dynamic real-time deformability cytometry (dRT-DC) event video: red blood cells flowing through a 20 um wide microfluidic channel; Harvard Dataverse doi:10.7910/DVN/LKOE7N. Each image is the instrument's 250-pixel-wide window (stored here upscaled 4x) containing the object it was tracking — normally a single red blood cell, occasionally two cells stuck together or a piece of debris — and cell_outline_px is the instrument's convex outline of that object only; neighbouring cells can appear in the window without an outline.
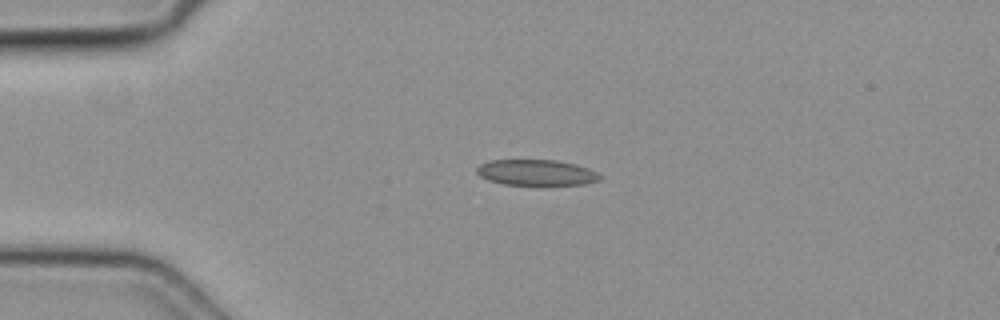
{"species": "common noctule bat (a hibernating species)", "species_latin": "Nyctalus noctula", "temperature_condition": "cold", "stored_images_in_passage": 4, "camera_frame_rate_fps": 3000, "um_per_image_px": 0.085, "animal": {"sex": "female", "body_mass_g": 19.3, "forearm_length_mm": 54.1}, "frame": {"image": 1, "passage_image": 3, "time_ms": 0.667, "image_size_px": [1000, 320], "cell_outline_px": [[604, 176], [600, 180], [584, 184], [504, 184], [488, 180], [480, 176], [476, 172], [476, 168], [480, 164], [488, 160], [556, 160], [588, 168]], "centroid_in_image_um": [45.57, 14.66], "position_along_channel_um": 39.4, "area_um2": 18.32}}